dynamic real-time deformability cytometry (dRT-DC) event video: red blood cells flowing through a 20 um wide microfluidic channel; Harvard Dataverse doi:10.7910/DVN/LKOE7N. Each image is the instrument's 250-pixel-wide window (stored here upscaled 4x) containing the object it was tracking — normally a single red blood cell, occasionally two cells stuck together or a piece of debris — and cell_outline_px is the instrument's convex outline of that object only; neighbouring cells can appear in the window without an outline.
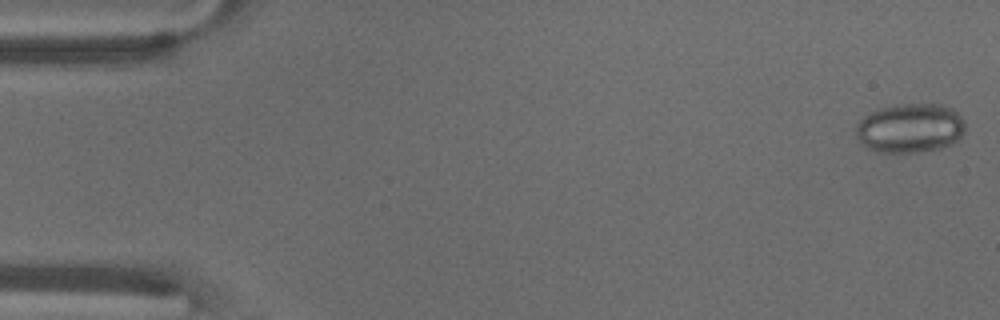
{"species": "common noctule bat (a hibernating species)", "species_latin": "Nyctalus noctula", "temperature_condition": "warm", "stored_images_in_passage": 55, "camera_frame_rate_fps": 3000, "um_per_image_px": 0.085, "animal": {"sex": "male", "body_mass_g": 18.8}, "frame": {"image": 1, "passage_image": 1, "time_ms": 0.0, "image_size_px": [1000, 320], "cell_outline_px": [[964, 132], [952, 144], [940, 148], [916, 152], [876, 152], [868, 148], [856, 136], [856, 124], [864, 116], [880, 108], [896, 104], [940, 104], [952, 108], [960, 116], [964, 124]], "centroid_in_image_um": [77.34, 10.88], "position_along_channel_um": 7.7, "area_um2": 31.21}}
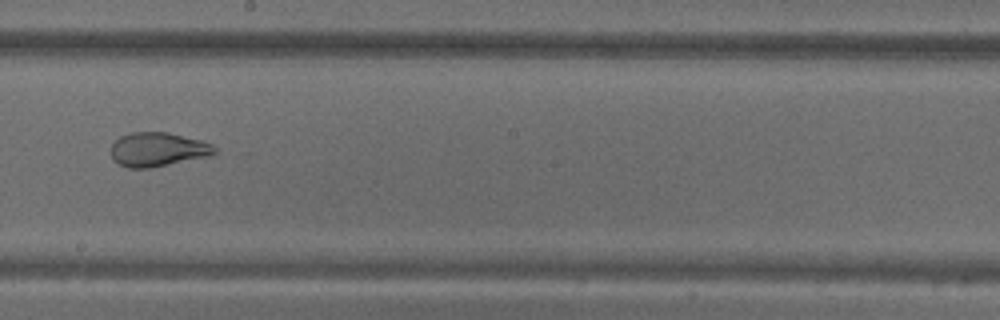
{"frame": {"image": 2, "passage_image": 31, "time_ms": 10.0, "image_size_px": [1000, 320], "cell_outline_px": [[220, 152], [208, 156], [148, 168], [128, 168], [112, 160], [112, 144], [120, 136], [132, 132], [168, 132], [204, 140], [212, 144]], "centroid_in_image_um": [13.45, 12.69], "position_along_channel_um": 234.8, "area_um2": 20.63}}
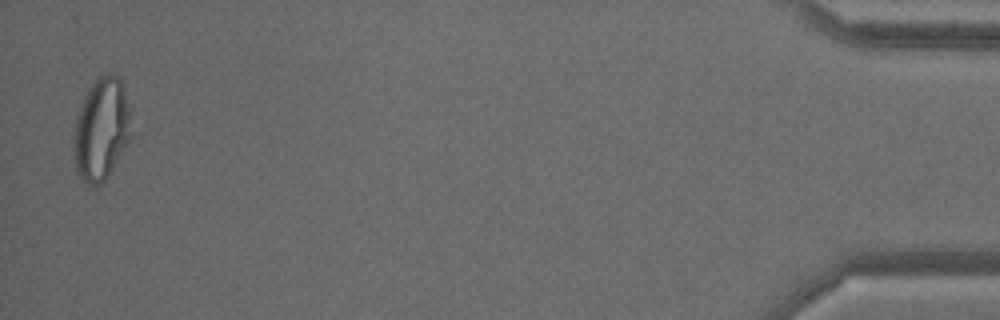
{"frame": {"image": 3, "passage_image": 54, "time_ms": 17.667, "image_size_px": [1000, 320], "cell_outline_px": [[132, 136], [108, 176], [100, 184], [88, 188], [84, 184], [72, 160], [76, 116], [80, 104], [88, 88], [100, 72], [108, 72], [120, 76], [124, 88], [128, 108]], "centroid_in_image_um": [8.59, 10.97], "position_along_channel_um": 426.6, "area_um2": 34.91}, "authors_computed_cell_mechanics": {"area_um2": 29.8248, "velocity_mm_per_s": 3.6682, "shape_relaxation_time_tau1_ms": null, "shape_relaxation_time_tau2_ms": 1.2185, "deformation_change_tau1": null, "deformation_change_tau2": 0.0795}}